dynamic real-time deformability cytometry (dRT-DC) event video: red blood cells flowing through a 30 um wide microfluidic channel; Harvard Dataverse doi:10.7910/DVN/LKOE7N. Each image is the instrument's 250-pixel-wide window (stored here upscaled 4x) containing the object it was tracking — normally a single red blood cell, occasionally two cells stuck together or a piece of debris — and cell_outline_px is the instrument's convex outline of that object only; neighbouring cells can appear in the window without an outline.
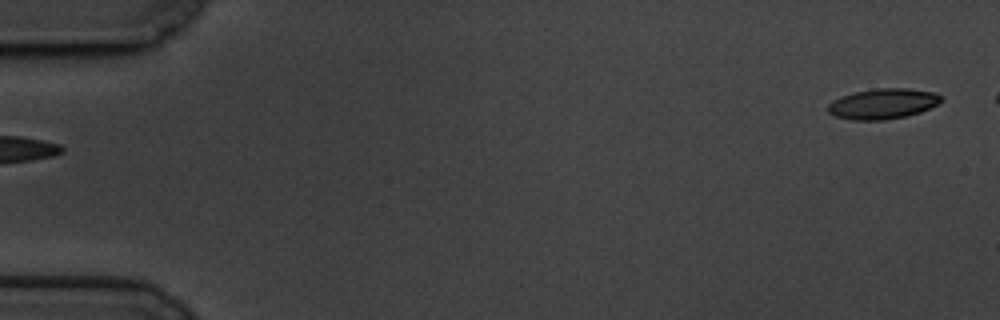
{"species": "common noctule bat (a hibernating species)", "species_latin": "Nyctalus noctula", "temperature_condition": "cold", "stored_images_in_passage": 10, "camera_frame_rate_fps": 3000, "um_per_image_px": 0.085, "animal": {"sex": "male", "body_mass_g": 19.5, "forearm_length_mm": 54.6}, "frame": {"image": 1, "passage_image": 1, "time_ms": 0.0, "image_size_px": [1000, 320], "cell_outline_px": [[944, 100], [920, 112], [904, 116], [884, 120], [852, 120], [836, 116], [828, 112], [828, 104], [832, 100], [856, 92], [876, 88], [908, 88], [936, 92], [944, 96]], "centroid_in_image_um": [75.08, 8.81], "position_along_channel_um": 9.9, "area_um2": 20.0}}